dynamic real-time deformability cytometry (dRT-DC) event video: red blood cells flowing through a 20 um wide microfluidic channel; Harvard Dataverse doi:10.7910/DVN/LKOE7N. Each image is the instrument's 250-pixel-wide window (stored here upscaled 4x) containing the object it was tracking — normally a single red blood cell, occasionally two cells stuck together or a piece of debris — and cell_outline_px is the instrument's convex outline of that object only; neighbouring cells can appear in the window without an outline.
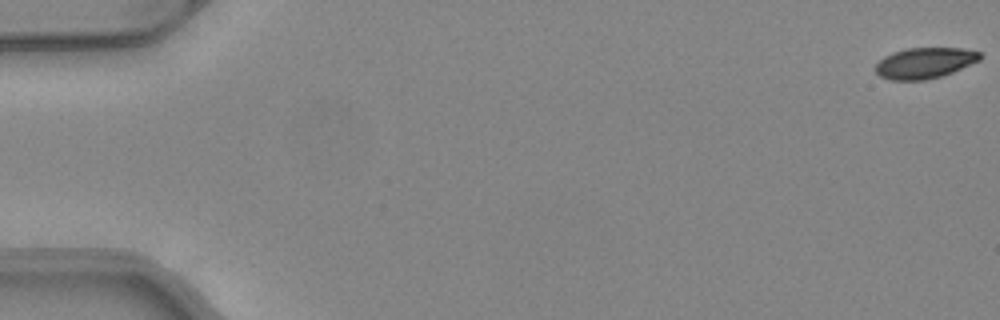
{"species": "common noctule bat (a hibernating species)", "species_latin": "Nyctalus noctula", "temperature_condition": "warm", "stored_images_in_passage": 47, "camera_frame_rate_fps": 3000, "um_per_image_px": 0.085, "animal": {"sex": "female", "body_mass_g": 24.6, "forearm_length_mm": 56.2}, "frame": {"image": 1, "passage_image": 1, "time_ms": 0.0, "image_size_px": [1000, 320], "cell_outline_px": [[980, 60], [952, 72], [940, 76], [924, 80], [892, 80], [880, 76], [876, 72], [876, 64], [884, 56], [892, 52], [908, 48], [960, 48], [980, 52]], "centroid_in_image_um": [78.57, 5.35], "position_along_channel_um": 6.4, "area_um2": 18.55}}
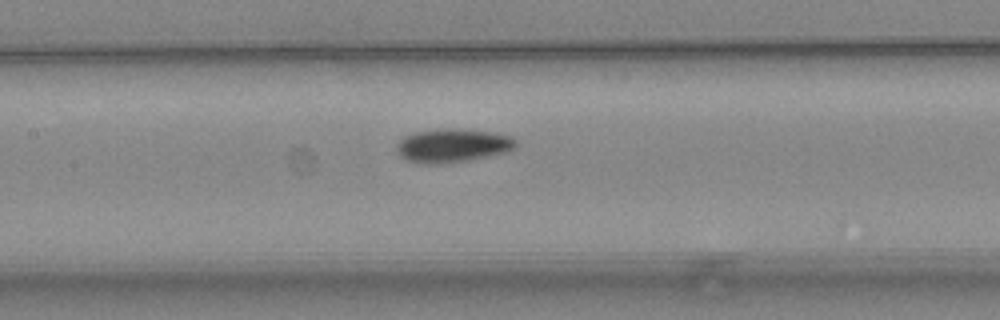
{"frame": {"image": 2, "passage_image": 25, "time_ms": 8.0, "image_size_px": [1000, 320], "cell_outline_px": [[516, 144], [512, 148], [504, 152], [468, 160], [436, 164], [420, 164], [404, 160], [396, 152], [396, 144], [404, 136], [416, 132], [444, 128], [452, 128], [496, 132], [512, 136], [516, 140]], "centroid_in_image_um": [38.41, 12.36], "position_along_channel_um": 169.0, "area_um2": 23.41}}
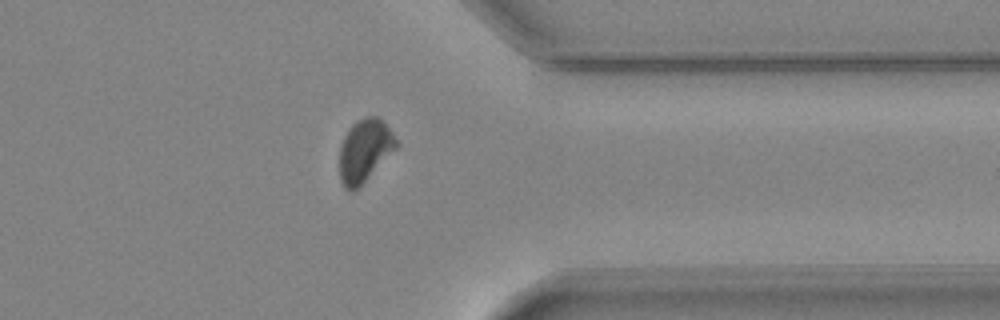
{"frame": {"image": 3, "passage_image": 41, "time_ms": 13.333, "image_size_px": [1000, 320], "cell_outline_px": [[400, 144], [352, 192], [348, 192], [344, 188], [340, 180], [340, 144], [348, 128], [356, 120], [364, 116], [376, 116], [388, 128]], "centroid_in_image_um": [30.96, 12.77], "position_along_channel_um": 380.4, "area_um2": 20.35}}